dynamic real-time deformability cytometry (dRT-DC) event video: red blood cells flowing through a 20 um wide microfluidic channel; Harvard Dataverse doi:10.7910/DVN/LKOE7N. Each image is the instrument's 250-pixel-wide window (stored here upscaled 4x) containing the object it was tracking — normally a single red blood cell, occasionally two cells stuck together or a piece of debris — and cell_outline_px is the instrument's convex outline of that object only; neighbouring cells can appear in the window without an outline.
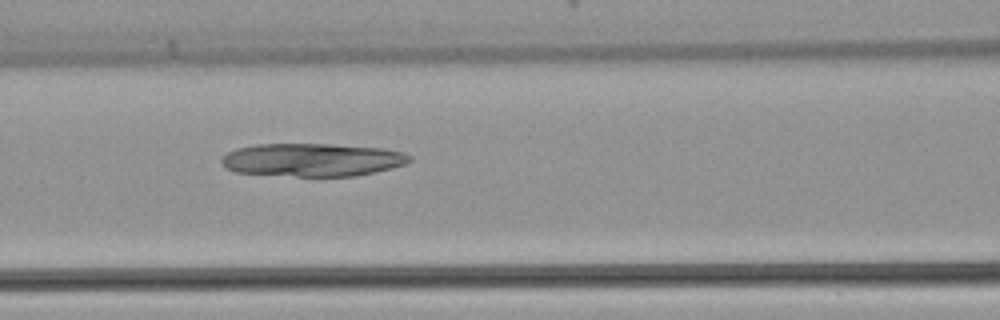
{"species": "common noctule bat (a hibernating species)", "species_latin": "Nyctalus noctula", "temperature_condition": "warm", "stored_images_in_passage": 38, "camera_frame_rate_fps": 3000, "um_per_image_px": 0.085, "animal": {"sex": "female", "body_mass_g": 22.7, "forearm_length_mm": 54.2}, "frame": {"image": 1, "passage_image": 12, "time_ms": 3.667, "image_size_px": [1000, 320], "cell_outline_px": [[412, 160], [404, 164], [392, 168], [356, 176], [296, 176], [236, 172], [228, 168], [220, 160], [228, 152], [236, 148], [256, 144], [328, 144], [384, 148], [404, 152], [412, 156]], "centroid_in_image_um": [26.59, 13.58], "position_along_channel_um": 140.0, "area_um2": 36.18}}
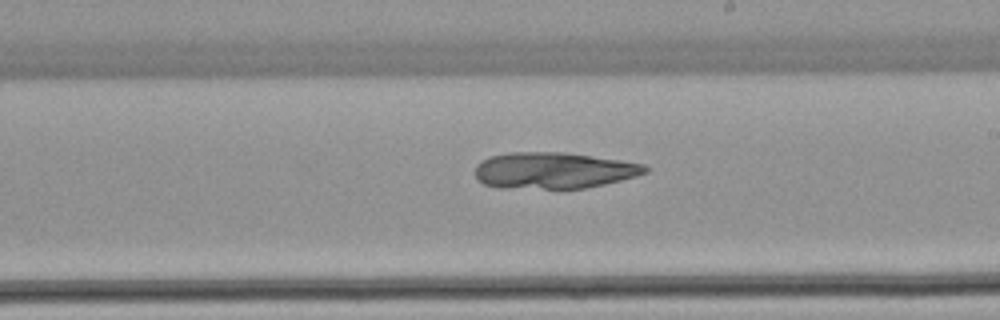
{"frame": {"image": 2, "passage_image": 19, "time_ms": 6.0, "image_size_px": [1000, 320], "cell_outline_px": [[648, 172], [636, 176], [604, 184], [584, 188], [500, 188], [484, 184], [476, 176], [476, 164], [480, 160], [488, 156], [508, 152], [564, 152], [620, 160], [644, 164], [648, 168]], "centroid_in_image_um": [47.03, 14.48], "position_along_channel_um": 242.0, "area_um2": 36.01}}
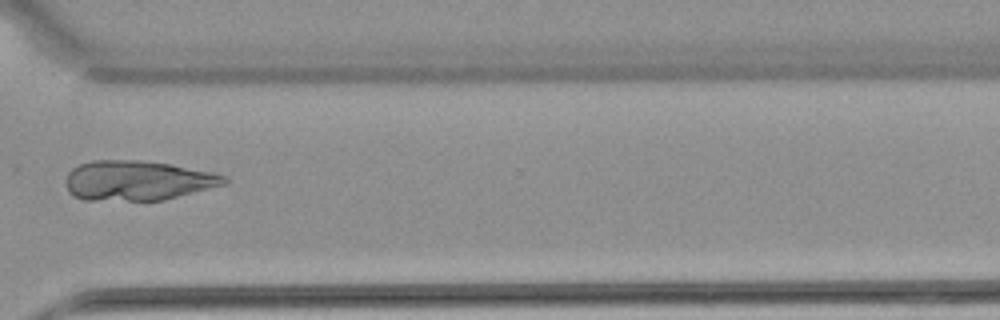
{"frame": {"image": 3, "passage_image": 27, "time_ms": 8.667, "image_size_px": [1000, 320], "cell_outline_px": [[228, 180], [224, 184], [164, 200], [84, 200], [72, 196], [68, 192], [64, 184], [64, 180], [68, 172], [72, 168], [80, 164], [92, 160], [140, 160], [172, 164], [212, 172], [228, 176]], "centroid_in_image_um": [11.64, 15.34], "position_along_channel_um": 359.0, "area_um2": 37.05}}